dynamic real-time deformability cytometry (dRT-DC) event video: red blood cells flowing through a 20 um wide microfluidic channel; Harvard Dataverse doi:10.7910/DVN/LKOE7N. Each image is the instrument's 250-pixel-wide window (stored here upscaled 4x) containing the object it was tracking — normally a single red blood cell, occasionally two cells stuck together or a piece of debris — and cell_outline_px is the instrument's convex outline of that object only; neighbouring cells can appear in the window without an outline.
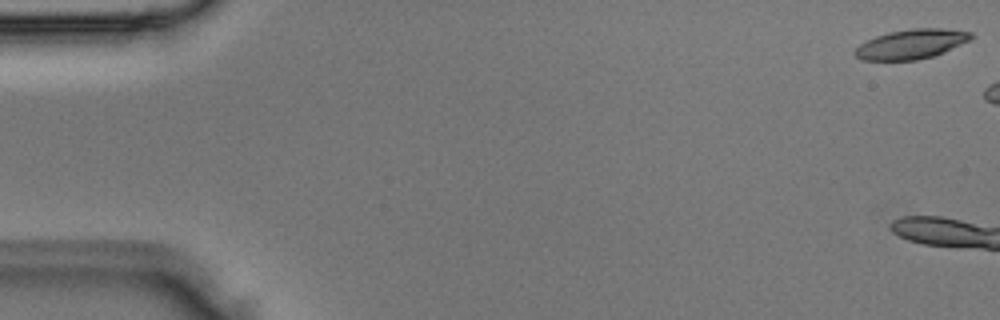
{"species": "Egyptian fruit bat (a non-hibernating species)", "species_latin": "Rousettus aegyptiacus", "temperature_condition": "room temperature", "stored_images_in_passage": 5, "camera_frame_rate_fps": 3000, "um_per_image_px": 0.085, "animal": {"sex": "male"}, "frame": {"image": 1, "passage_image": 1, "time_ms": 0.0, "image_size_px": [1000, 320], "cell_outline_px": [[976, 36], [972, 40], [936, 56], [916, 60], [860, 60], [852, 52], [860, 44], [876, 36], [888, 32], [912, 28], [940, 28], [972, 32]], "centroid_in_image_um": [77.51, 3.75], "position_along_channel_um": 7.5, "area_um2": 20.35}}